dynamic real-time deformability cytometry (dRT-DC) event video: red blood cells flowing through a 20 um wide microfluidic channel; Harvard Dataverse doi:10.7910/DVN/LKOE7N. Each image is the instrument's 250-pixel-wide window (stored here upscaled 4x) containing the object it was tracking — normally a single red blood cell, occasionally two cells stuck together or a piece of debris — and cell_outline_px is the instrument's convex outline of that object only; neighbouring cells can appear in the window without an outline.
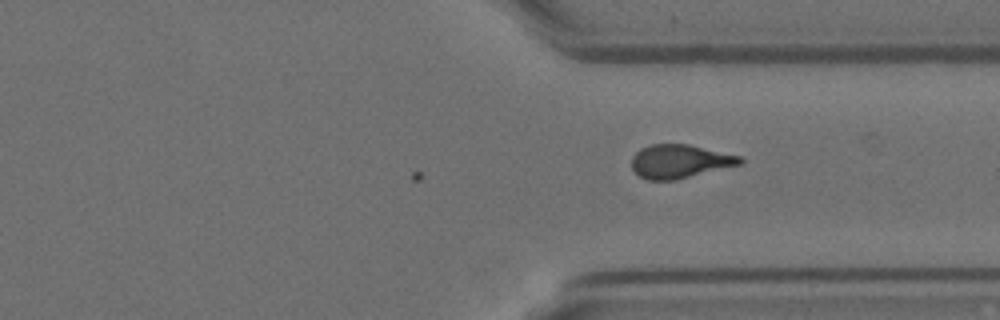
{"species": "Egyptian fruit bat (a non-hibernating species)", "species_latin": "Rousettus aegyptiacus", "temperature_condition": "room temperature", "stored_images_in_passage": 29, "camera_frame_rate_fps": 3000, "um_per_image_px": 0.085, "animal": {"sex": "female"}, "frame": {"image": 1, "passage_image": 29, "time_ms": 9.333, "image_size_px": [1000, 320], "cell_outline_px": [[744, 164], [676, 180], [648, 180], [640, 176], [632, 168], [632, 156], [640, 148], [652, 144], [688, 144], [740, 156], [744, 160]], "centroid_in_image_um": [57.8, 13.72], "position_along_channel_um": 353.6, "area_um2": 21.33}}